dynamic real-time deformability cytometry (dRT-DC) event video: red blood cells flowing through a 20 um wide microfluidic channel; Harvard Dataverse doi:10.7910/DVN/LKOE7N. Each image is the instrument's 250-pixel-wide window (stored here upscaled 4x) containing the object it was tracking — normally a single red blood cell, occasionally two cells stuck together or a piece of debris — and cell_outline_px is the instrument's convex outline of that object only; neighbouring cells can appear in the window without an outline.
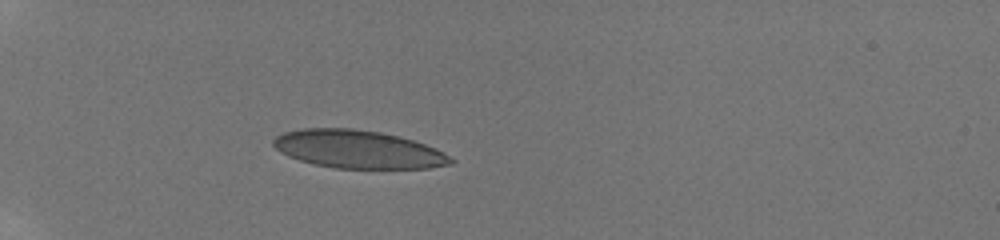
{"species": "human", "species_latin": "Homo sapiens", "temperature_condition": "room temperature", "stored_images_in_passage": 8, "camera_frame_rate_fps": 3000, "um_per_image_px": 0.085, "donor": {"sex": "male"}, "frame": {"image": 1, "passage_image": 1, "time_ms": 0.0, "image_size_px": [1000, 240], "cell_outline_px": [[456, 160], [452, 164], [428, 168], [332, 168], [300, 160], [288, 156], [280, 152], [272, 144], [272, 140], [276, 136], [284, 132], [304, 128], [352, 128], [380, 132], [400, 136], [436, 148], [444, 152]], "centroid_in_image_um": [30.45, 12.69], "position_along_channel_um": 54.6, "area_um2": 39.36}}
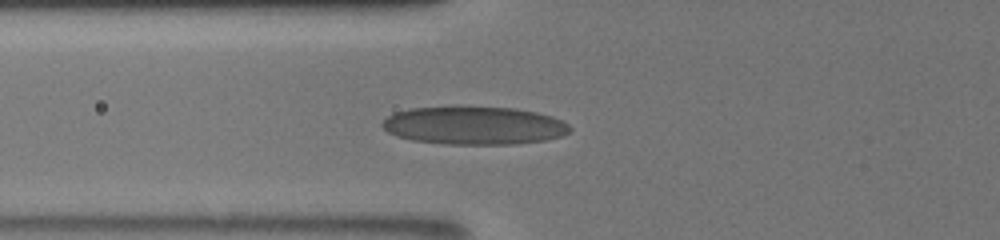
{"frame": {"image": 2, "passage_image": 4, "time_ms": 1.667, "image_size_px": [1000, 240], "cell_outline_px": [[572, 128], [568, 132], [560, 136], [544, 140], [512, 144], [444, 144], [412, 140], [396, 136], [388, 132], [380, 124], [388, 116], [396, 112], [412, 108], [516, 108], [536, 112], [552, 116], [568, 124]], "centroid_in_image_um": [40.3, 10.69], "position_along_channel_um": 85.5, "area_um2": 40.98}}
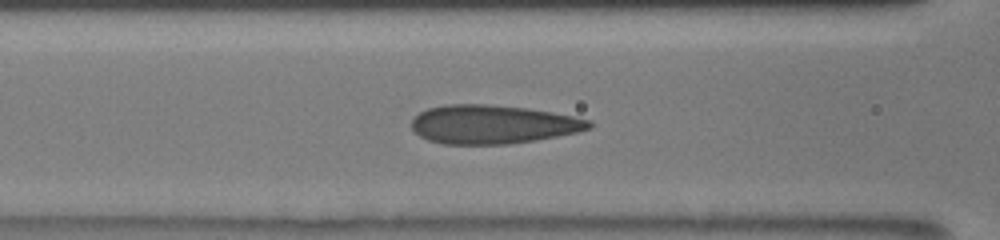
{"frame": {"image": 3, "passage_image": 8, "time_ms": 2.667, "image_size_px": [1000, 240], "cell_outline_px": [[592, 128], [576, 132], [536, 140], [508, 144], [440, 144], [428, 140], [420, 136], [412, 128], [412, 120], [420, 112], [428, 108], [444, 104], [488, 104], [528, 108], [552, 112], [592, 120]], "centroid_in_image_um": [41.88, 10.57], "position_along_channel_um": 124.7, "area_um2": 40.11}}